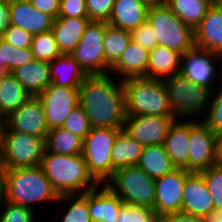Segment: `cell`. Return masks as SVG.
Here are the masks:
<instances>
[{
    "label": "cell",
    "mask_w": 222,
    "mask_h": 222,
    "mask_svg": "<svg viewBox=\"0 0 222 222\" xmlns=\"http://www.w3.org/2000/svg\"><path fill=\"white\" fill-rule=\"evenodd\" d=\"M79 105L95 128L123 129L126 111L122 80L111 73L87 75L79 86Z\"/></svg>",
    "instance_id": "1"
},
{
    "label": "cell",
    "mask_w": 222,
    "mask_h": 222,
    "mask_svg": "<svg viewBox=\"0 0 222 222\" xmlns=\"http://www.w3.org/2000/svg\"><path fill=\"white\" fill-rule=\"evenodd\" d=\"M40 166L58 196L82 194L101 187L88 172L82 154L61 155L45 150Z\"/></svg>",
    "instance_id": "2"
},
{
    "label": "cell",
    "mask_w": 222,
    "mask_h": 222,
    "mask_svg": "<svg viewBox=\"0 0 222 222\" xmlns=\"http://www.w3.org/2000/svg\"><path fill=\"white\" fill-rule=\"evenodd\" d=\"M58 197L40 165L6 169L4 200L33 208L34 203H57Z\"/></svg>",
    "instance_id": "3"
},
{
    "label": "cell",
    "mask_w": 222,
    "mask_h": 222,
    "mask_svg": "<svg viewBox=\"0 0 222 222\" xmlns=\"http://www.w3.org/2000/svg\"><path fill=\"white\" fill-rule=\"evenodd\" d=\"M126 116H175L163 79L133 77L122 81Z\"/></svg>",
    "instance_id": "4"
},
{
    "label": "cell",
    "mask_w": 222,
    "mask_h": 222,
    "mask_svg": "<svg viewBox=\"0 0 222 222\" xmlns=\"http://www.w3.org/2000/svg\"><path fill=\"white\" fill-rule=\"evenodd\" d=\"M44 151V138L10 131L0 124V160L6 169L39 166Z\"/></svg>",
    "instance_id": "5"
},
{
    "label": "cell",
    "mask_w": 222,
    "mask_h": 222,
    "mask_svg": "<svg viewBox=\"0 0 222 222\" xmlns=\"http://www.w3.org/2000/svg\"><path fill=\"white\" fill-rule=\"evenodd\" d=\"M146 21L158 45L181 55L195 46L194 29L182 22L167 5L148 8Z\"/></svg>",
    "instance_id": "6"
},
{
    "label": "cell",
    "mask_w": 222,
    "mask_h": 222,
    "mask_svg": "<svg viewBox=\"0 0 222 222\" xmlns=\"http://www.w3.org/2000/svg\"><path fill=\"white\" fill-rule=\"evenodd\" d=\"M163 82L170 108L176 119H190L194 118V115L200 117L201 114L203 118L206 115L211 94L209 89L195 85L181 74L163 78Z\"/></svg>",
    "instance_id": "7"
},
{
    "label": "cell",
    "mask_w": 222,
    "mask_h": 222,
    "mask_svg": "<svg viewBox=\"0 0 222 222\" xmlns=\"http://www.w3.org/2000/svg\"><path fill=\"white\" fill-rule=\"evenodd\" d=\"M105 185L125 203L154 209L155 180L138 166L115 170Z\"/></svg>",
    "instance_id": "8"
},
{
    "label": "cell",
    "mask_w": 222,
    "mask_h": 222,
    "mask_svg": "<svg viewBox=\"0 0 222 222\" xmlns=\"http://www.w3.org/2000/svg\"><path fill=\"white\" fill-rule=\"evenodd\" d=\"M121 129L95 128L83 139L82 156L88 172L100 185L112 177L111 149L117 134Z\"/></svg>",
    "instance_id": "9"
},
{
    "label": "cell",
    "mask_w": 222,
    "mask_h": 222,
    "mask_svg": "<svg viewBox=\"0 0 222 222\" xmlns=\"http://www.w3.org/2000/svg\"><path fill=\"white\" fill-rule=\"evenodd\" d=\"M105 30V21H90L75 50L71 53L87 75L105 74L103 50Z\"/></svg>",
    "instance_id": "10"
},
{
    "label": "cell",
    "mask_w": 222,
    "mask_h": 222,
    "mask_svg": "<svg viewBox=\"0 0 222 222\" xmlns=\"http://www.w3.org/2000/svg\"><path fill=\"white\" fill-rule=\"evenodd\" d=\"M218 58L222 62V56L218 53L194 46L182 55L180 74L195 85L204 86L213 92L218 77L215 65L217 61L220 62Z\"/></svg>",
    "instance_id": "11"
},
{
    "label": "cell",
    "mask_w": 222,
    "mask_h": 222,
    "mask_svg": "<svg viewBox=\"0 0 222 222\" xmlns=\"http://www.w3.org/2000/svg\"><path fill=\"white\" fill-rule=\"evenodd\" d=\"M37 97L43 105L49 130L62 127L71 111L79 106V88L51 83Z\"/></svg>",
    "instance_id": "12"
},
{
    "label": "cell",
    "mask_w": 222,
    "mask_h": 222,
    "mask_svg": "<svg viewBox=\"0 0 222 222\" xmlns=\"http://www.w3.org/2000/svg\"><path fill=\"white\" fill-rule=\"evenodd\" d=\"M217 135L202 121L190 119L187 170L200 172L213 165Z\"/></svg>",
    "instance_id": "13"
},
{
    "label": "cell",
    "mask_w": 222,
    "mask_h": 222,
    "mask_svg": "<svg viewBox=\"0 0 222 222\" xmlns=\"http://www.w3.org/2000/svg\"><path fill=\"white\" fill-rule=\"evenodd\" d=\"M189 173L187 169L176 168L155 180L154 209L161 218L182 212L183 188Z\"/></svg>",
    "instance_id": "14"
},
{
    "label": "cell",
    "mask_w": 222,
    "mask_h": 222,
    "mask_svg": "<svg viewBox=\"0 0 222 222\" xmlns=\"http://www.w3.org/2000/svg\"><path fill=\"white\" fill-rule=\"evenodd\" d=\"M176 116H126L123 130L143 146L164 144Z\"/></svg>",
    "instance_id": "15"
},
{
    "label": "cell",
    "mask_w": 222,
    "mask_h": 222,
    "mask_svg": "<svg viewBox=\"0 0 222 222\" xmlns=\"http://www.w3.org/2000/svg\"><path fill=\"white\" fill-rule=\"evenodd\" d=\"M3 124L10 130L46 139L50 131L46 123L43 105L38 97H30L18 109L7 116Z\"/></svg>",
    "instance_id": "16"
},
{
    "label": "cell",
    "mask_w": 222,
    "mask_h": 222,
    "mask_svg": "<svg viewBox=\"0 0 222 222\" xmlns=\"http://www.w3.org/2000/svg\"><path fill=\"white\" fill-rule=\"evenodd\" d=\"M215 210L211 195L200 172H190L185 179L182 212L205 217Z\"/></svg>",
    "instance_id": "17"
},
{
    "label": "cell",
    "mask_w": 222,
    "mask_h": 222,
    "mask_svg": "<svg viewBox=\"0 0 222 222\" xmlns=\"http://www.w3.org/2000/svg\"><path fill=\"white\" fill-rule=\"evenodd\" d=\"M194 39L195 46L222 56V6L218 2H214L194 29Z\"/></svg>",
    "instance_id": "18"
},
{
    "label": "cell",
    "mask_w": 222,
    "mask_h": 222,
    "mask_svg": "<svg viewBox=\"0 0 222 222\" xmlns=\"http://www.w3.org/2000/svg\"><path fill=\"white\" fill-rule=\"evenodd\" d=\"M11 24L21 27L32 35L48 32L53 18L35 9L30 1L9 0Z\"/></svg>",
    "instance_id": "19"
},
{
    "label": "cell",
    "mask_w": 222,
    "mask_h": 222,
    "mask_svg": "<svg viewBox=\"0 0 222 222\" xmlns=\"http://www.w3.org/2000/svg\"><path fill=\"white\" fill-rule=\"evenodd\" d=\"M102 186L86 191L91 222H118L123 201L105 184Z\"/></svg>",
    "instance_id": "20"
},
{
    "label": "cell",
    "mask_w": 222,
    "mask_h": 222,
    "mask_svg": "<svg viewBox=\"0 0 222 222\" xmlns=\"http://www.w3.org/2000/svg\"><path fill=\"white\" fill-rule=\"evenodd\" d=\"M32 96L37 97L51 83L49 62L37 59L16 67L10 72Z\"/></svg>",
    "instance_id": "21"
},
{
    "label": "cell",
    "mask_w": 222,
    "mask_h": 222,
    "mask_svg": "<svg viewBox=\"0 0 222 222\" xmlns=\"http://www.w3.org/2000/svg\"><path fill=\"white\" fill-rule=\"evenodd\" d=\"M149 51L132 40L118 60L110 67L109 72L118 73L119 80L133 77H146Z\"/></svg>",
    "instance_id": "22"
},
{
    "label": "cell",
    "mask_w": 222,
    "mask_h": 222,
    "mask_svg": "<svg viewBox=\"0 0 222 222\" xmlns=\"http://www.w3.org/2000/svg\"><path fill=\"white\" fill-rule=\"evenodd\" d=\"M175 119L170 125L164 146L176 168L187 169L189 155L190 120ZM186 121V122H185Z\"/></svg>",
    "instance_id": "23"
},
{
    "label": "cell",
    "mask_w": 222,
    "mask_h": 222,
    "mask_svg": "<svg viewBox=\"0 0 222 222\" xmlns=\"http://www.w3.org/2000/svg\"><path fill=\"white\" fill-rule=\"evenodd\" d=\"M90 21L89 18L70 17H58L53 20L51 31L61 54L69 55L75 50Z\"/></svg>",
    "instance_id": "24"
},
{
    "label": "cell",
    "mask_w": 222,
    "mask_h": 222,
    "mask_svg": "<svg viewBox=\"0 0 222 222\" xmlns=\"http://www.w3.org/2000/svg\"><path fill=\"white\" fill-rule=\"evenodd\" d=\"M148 8L141 0H115L107 23L131 31L146 21Z\"/></svg>",
    "instance_id": "25"
},
{
    "label": "cell",
    "mask_w": 222,
    "mask_h": 222,
    "mask_svg": "<svg viewBox=\"0 0 222 222\" xmlns=\"http://www.w3.org/2000/svg\"><path fill=\"white\" fill-rule=\"evenodd\" d=\"M182 55L165 46L157 45L149 51L146 77L163 79L180 74Z\"/></svg>",
    "instance_id": "26"
},
{
    "label": "cell",
    "mask_w": 222,
    "mask_h": 222,
    "mask_svg": "<svg viewBox=\"0 0 222 222\" xmlns=\"http://www.w3.org/2000/svg\"><path fill=\"white\" fill-rule=\"evenodd\" d=\"M52 84L61 87L79 88L87 74L71 54H62L49 62Z\"/></svg>",
    "instance_id": "27"
},
{
    "label": "cell",
    "mask_w": 222,
    "mask_h": 222,
    "mask_svg": "<svg viewBox=\"0 0 222 222\" xmlns=\"http://www.w3.org/2000/svg\"><path fill=\"white\" fill-rule=\"evenodd\" d=\"M143 148L142 144L121 129L111 149L112 175L117 169L137 166Z\"/></svg>",
    "instance_id": "28"
},
{
    "label": "cell",
    "mask_w": 222,
    "mask_h": 222,
    "mask_svg": "<svg viewBox=\"0 0 222 222\" xmlns=\"http://www.w3.org/2000/svg\"><path fill=\"white\" fill-rule=\"evenodd\" d=\"M31 95L9 72L0 79V124Z\"/></svg>",
    "instance_id": "29"
},
{
    "label": "cell",
    "mask_w": 222,
    "mask_h": 222,
    "mask_svg": "<svg viewBox=\"0 0 222 222\" xmlns=\"http://www.w3.org/2000/svg\"><path fill=\"white\" fill-rule=\"evenodd\" d=\"M137 166L154 180L176 169L164 144L144 146Z\"/></svg>",
    "instance_id": "30"
},
{
    "label": "cell",
    "mask_w": 222,
    "mask_h": 222,
    "mask_svg": "<svg viewBox=\"0 0 222 222\" xmlns=\"http://www.w3.org/2000/svg\"><path fill=\"white\" fill-rule=\"evenodd\" d=\"M83 138L59 127L51 129L45 139V150L61 155L82 154Z\"/></svg>",
    "instance_id": "31"
},
{
    "label": "cell",
    "mask_w": 222,
    "mask_h": 222,
    "mask_svg": "<svg viewBox=\"0 0 222 222\" xmlns=\"http://www.w3.org/2000/svg\"><path fill=\"white\" fill-rule=\"evenodd\" d=\"M213 4V0H167L166 5L182 22L195 29Z\"/></svg>",
    "instance_id": "32"
},
{
    "label": "cell",
    "mask_w": 222,
    "mask_h": 222,
    "mask_svg": "<svg viewBox=\"0 0 222 222\" xmlns=\"http://www.w3.org/2000/svg\"><path fill=\"white\" fill-rule=\"evenodd\" d=\"M130 41V31L111 26L106 22V30L103 39L105 74L109 73L110 67L125 51Z\"/></svg>",
    "instance_id": "33"
},
{
    "label": "cell",
    "mask_w": 222,
    "mask_h": 222,
    "mask_svg": "<svg viewBox=\"0 0 222 222\" xmlns=\"http://www.w3.org/2000/svg\"><path fill=\"white\" fill-rule=\"evenodd\" d=\"M30 48L34 59L39 61L52 62L56 57L62 55L51 30L33 35Z\"/></svg>",
    "instance_id": "34"
},
{
    "label": "cell",
    "mask_w": 222,
    "mask_h": 222,
    "mask_svg": "<svg viewBox=\"0 0 222 222\" xmlns=\"http://www.w3.org/2000/svg\"><path fill=\"white\" fill-rule=\"evenodd\" d=\"M72 200V201H71ZM57 202H68L71 204L66 208L61 222H91L86 201V192L82 194L61 195Z\"/></svg>",
    "instance_id": "35"
},
{
    "label": "cell",
    "mask_w": 222,
    "mask_h": 222,
    "mask_svg": "<svg viewBox=\"0 0 222 222\" xmlns=\"http://www.w3.org/2000/svg\"><path fill=\"white\" fill-rule=\"evenodd\" d=\"M34 60L31 48H16L0 37V63L9 72Z\"/></svg>",
    "instance_id": "36"
},
{
    "label": "cell",
    "mask_w": 222,
    "mask_h": 222,
    "mask_svg": "<svg viewBox=\"0 0 222 222\" xmlns=\"http://www.w3.org/2000/svg\"><path fill=\"white\" fill-rule=\"evenodd\" d=\"M162 218L153 208L122 203L118 222H161Z\"/></svg>",
    "instance_id": "37"
},
{
    "label": "cell",
    "mask_w": 222,
    "mask_h": 222,
    "mask_svg": "<svg viewBox=\"0 0 222 222\" xmlns=\"http://www.w3.org/2000/svg\"><path fill=\"white\" fill-rule=\"evenodd\" d=\"M222 85V84H221ZM211 92L208 109L203 122L217 135H222V86Z\"/></svg>",
    "instance_id": "38"
},
{
    "label": "cell",
    "mask_w": 222,
    "mask_h": 222,
    "mask_svg": "<svg viewBox=\"0 0 222 222\" xmlns=\"http://www.w3.org/2000/svg\"><path fill=\"white\" fill-rule=\"evenodd\" d=\"M211 195L215 210H222V168L210 166L200 171Z\"/></svg>",
    "instance_id": "39"
},
{
    "label": "cell",
    "mask_w": 222,
    "mask_h": 222,
    "mask_svg": "<svg viewBox=\"0 0 222 222\" xmlns=\"http://www.w3.org/2000/svg\"><path fill=\"white\" fill-rule=\"evenodd\" d=\"M1 205L4 208H2V215L0 214V222H36L34 208L17 205L6 200Z\"/></svg>",
    "instance_id": "40"
},
{
    "label": "cell",
    "mask_w": 222,
    "mask_h": 222,
    "mask_svg": "<svg viewBox=\"0 0 222 222\" xmlns=\"http://www.w3.org/2000/svg\"><path fill=\"white\" fill-rule=\"evenodd\" d=\"M62 128L84 139L85 136L91 131L92 126L88 117L86 116L85 111L79 105L73 109L65 119Z\"/></svg>",
    "instance_id": "41"
},
{
    "label": "cell",
    "mask_w": 222,
    "mask_h": 222,
    "mask_svg": "<svg viewBox=\"0 0 222 222\" xmlns=\"http://www.w3.org/2000/svg\"><path fill=\"white\" fill-rule=\"evenodd\" d=\"M115 0H86L88 18L91 21L107 22L111 16Z\"/></svg>",
    "instance_id": "42"
},
{
    "label": "cell",
    "mask_w": 222,
    "mask_h": 222,
    "mask_svg": "<svg viewBox=\"0 0 222 222\" xmlns=\"http://www.w3.org/2000/svg\"><path fill=\"white\" fill-rule=\"evenodd\" d=\"M1 38L16 48H30L33 35L21 27L11 25Z\"/></svg>",
    "instance_id": "43"
},
{
    "label": "cell",
    "mask_w": 222,
    "mask_h": 222,
    "mask_svg": "<svg viewBox=\"0 0 222 222\" xmlns=\"http://www.w3.org/2000/svg\"><path fill=\"white\" fill-rule=\"evenodd\" d=\"M131 40L148 51L153 50L158 44L156 41V35L152 31L150 25L145 21L137 28L130 31Z\"/></svg>",
    "instance_id": "44"
},
{
    "label": "cell",
    "mask_w": 222,
    "mask_h": 222,
    "mask_svg": "<svg viewBox=\"0 0 222 222\" xmlns=\"http://www.w3.org/2000/svg\"><path fill=\"white\" fill-rule=\"evenodd\" d=\"M58 17L88 18L86 0H60Z\"/></svg>",
    "instance_id": "45"
},
{
    "label": "cell",
    "mask_w": 222,
    "mask_h": 222,
    "mask_svg": "<svg viewBox=\"0 0 222 222\" xmlns=\"http://www.w3.org/2000/svg\"><path fill=\"white\" fill-rule=\"evenodd\" d=\"M30 2L40 12L48 14L53 19L58 18L60 0H30Z\"/></svg>",
    "instance_id": "46"
},
{
    "label": "cell",
    "mask_w": 222,
    "mask_h": 222,
    "mask_svg": "<svg viewBox=\"0 0 222 222\" xmlns=\"http://www.w3.org/2000/svg\"><path fill=\"white\" fill-rule=\"evenodd\" d=\"M163 222H205L204 217L184 212L171 213L162 218Z\"/></svg>",
    "instance_id": "47"
},
{
    "label": "cell",
    "mask_w": 222,
    "mask_h": 222,
    "mask_svg": "<svg viewBox=\"0 0 222 222\" xmlns=\"http://www.w3.org/2000/svg\"><path fill=\"white\" fill-rule=\"evenodd\" d=\"M11 25L9 1L0 0V37Z\"/></svg>",
    "instance_id": "48"
},
{
    "label": "cell",
    "mask_w": 222,
    "mask_h": 222,
    "mask_svg": "<svg viewBox=\"0 0 222 222\" xmlns=\"http://www.w3.org/2000/svg\"><path fill=\"white\" fill-rule=\"evenodd\" d=\"M213 165L222 168V135L216 139Z\"/></svg>",
    "instance_id": "49"
},
{
    "label": "cell",
    "mask_w": 222,
    "mask_h": 222,
    "mask_svg": "<svg viewBox=\"0 0 222 222\" xmlns=\"http://www.w3.org/2000/svg\"><path fill=\"white\" fill-rule=\"evenodd\" d=\"M5 174L6 168L0 160V204L5 199Z\"/></svg>",
    "instance_id": "50"
},
{
    "label": "cell",
    "mask_w": 222,
    "mask_h": 222,
    "mask_svg": "<svg viewBox=\"0 0 222 222\" xmlns=\"http://www.w3.org/2000/svg\"><path fill=\"white\" fill-rule=\"evenodd\" d=\"M204 219L205 222H222V210H213Z\"/></svg>",
    "instance_id": "51"
},
{
    "label": "cell",
    "mask_w": 222,
    "mask_h": 222,
    "mask_svg": "<svg viewBox=\"0 0 222 222\" xmlns=\"http://www.w3.org/2000/svg\"><path fill=\"white\" fill-rule=\"evenodd\" d=\"M147 8L159 7L167 4V0H141Z\"/></svg>",
    "instance_id": "52"
},
{
    "label": "cell",
    "mask_w": 222,
    "mask_h": 222,
    "mask_svg": "<svg viewBox=\"0 0 222 222\" xmlns=\"http://www.w3.org/2000/svg\"><path fill=\"white\" fill-rule=\"evenodd\" d=\"M8 73L9 71L7 70V68L0 63V79Z\"/></svg>",
    "instance_id": "53"
},
{
    "label": "cell",
    "mask_w": 222,
    "mask_h": 222,
    "mask_svg": "<svg viewBox=\"0 0 222 222\" xmlns=\"http://www.w3.org/2000/svg\"><path fill=\"white\" fill-rule=\"evenodd\" d=\"M220 73H221V77H222V65L220 66Z\"/></svg>",
    "instance_id": "54"
}]
</instances>
